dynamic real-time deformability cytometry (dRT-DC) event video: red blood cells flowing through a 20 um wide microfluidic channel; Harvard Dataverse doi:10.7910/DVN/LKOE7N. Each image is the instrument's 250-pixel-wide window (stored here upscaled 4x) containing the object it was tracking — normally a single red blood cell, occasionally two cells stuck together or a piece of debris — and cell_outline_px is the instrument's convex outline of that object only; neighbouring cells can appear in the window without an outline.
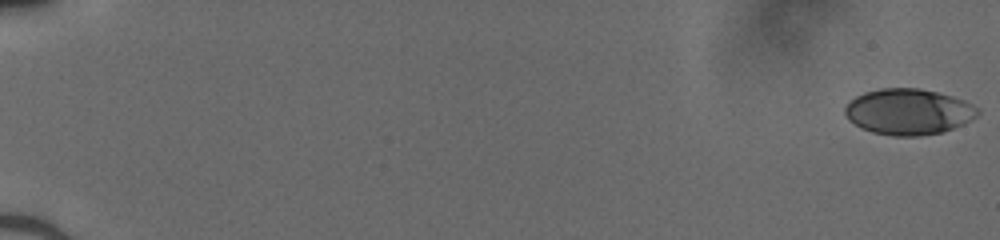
{"species": "human", "species_latin": "Homo sapiens", "temperature_condition": "cold", "stored_images_in_passage": 52, "camera_frame_rate_fps": 3000, "um_per_image_px": 0.085, "donor": {"sex": "male"}, "frame": {"image": 1, "passage_image": 1, "time_ms": 0.0, "image_size_px": [1000, 240], "cell_outline_px": [[980, 112], [976, 116], [964, 124], [944, 132], [916, 136], [892, 136], [872, 132], [860, 128], [848, 120], [844, 112], [844, 108], [856, 96], [864, 92], [880, 88], [920, 88], [952, 96], [964, 100], [980, 108]], "centroid_in_image_um": [77.22, 9.5], "position_along_channel_um": 7.8, "area_um2": 35.72}}
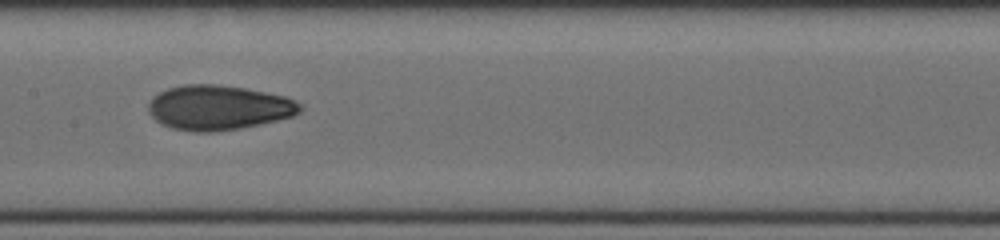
{"frame": {"image": 2, "passage_image": 29, "time_ms": 9.333, "image_size_px": [1000, 240], "cell_outline_px": [[304, 108], [300, 112], [292, 116], [260, 124], [240, 128], [212, 132], [196, 132], [172, 128], [160, 124], [148, 112], [148, 104], [152, 96], [168, 88], [184, 84], [216, 84], [244, 88], [284, 96], [296, 100]], "centroid_in_image_um": [18.55, 9.14], "position_along_channel_um": 188.8, "area_um2": 39.59}}
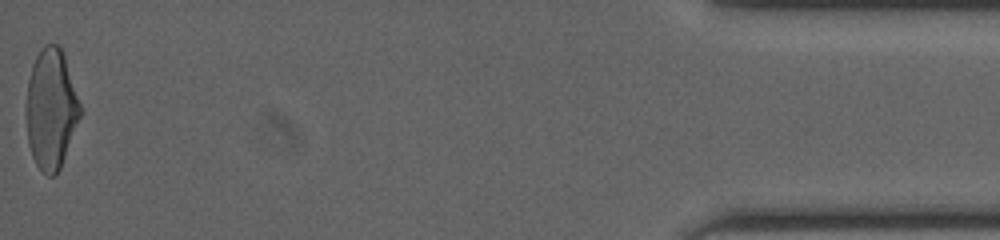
{"frame": {"image": 3, "passage_image": 52, "time_ms": 17.0, "image_size_px": [1000, 240], "cell_outline_px": [[80, 116], [60, 168], [52, 176], [48, 176], [36, 164], [32, 156], [28, 144], [24, 112], [28, 80], [32, 64], [40, 48], [44, 44], [60, 44], [80, 104]], "centroid_in_image_um": [4.29, 9.24], "position_along_channel_um": 430.9, "area_um2": 37.74}}